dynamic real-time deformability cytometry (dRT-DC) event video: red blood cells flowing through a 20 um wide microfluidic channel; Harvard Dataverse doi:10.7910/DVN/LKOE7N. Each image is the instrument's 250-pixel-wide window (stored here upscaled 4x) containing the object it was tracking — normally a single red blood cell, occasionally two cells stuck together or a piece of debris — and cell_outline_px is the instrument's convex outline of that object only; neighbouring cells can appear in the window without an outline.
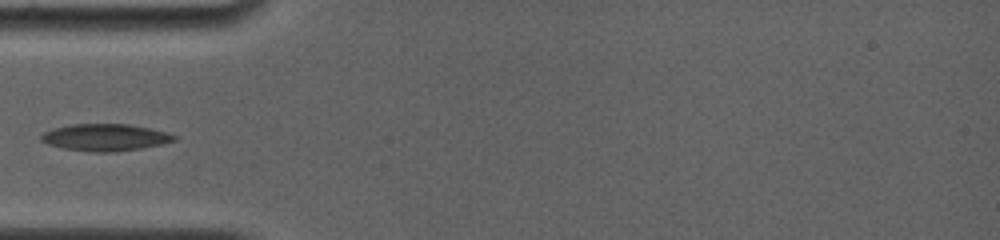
{"species": "common noctule bat (a hibernating species)", "species_latin": "Nyctalus noctula", "temperature_condition": "room temperature", "stored_images_in_passage": 31, "camera_frame_rate_fps": 4000, "um_per_image_px": 0.085, "animal": {"sex": "female", "body_mass_g": 19.0, "forearm_length_mm": 56.7}, "frame": {"image": 1, "passage_image": 1, "time_ms": 0.0, "image_size_px": [1000, 240], "cell_outline_px": [[176, 140], [160, 144], [140, 148], [112, 152], [88, 152], [64, 148], [48, 144], [40, 140], [40, 136], [44, 132], [52, 128], [72, 124], [128, 124], [148, 128], [164, 132], [176, 136]], "centroid_in_image_um": [8.88, 11.68], "position_along_channel_um": 76.1, "area_um2": 20.69}}
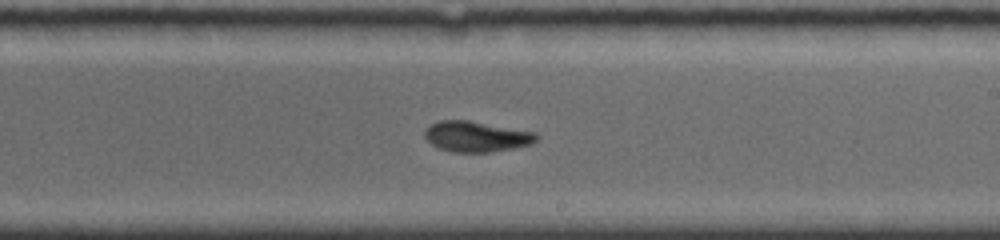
{"frame": {"image": 2, "passage_image": 13, "time_ms": 4.5, "image_size_px": [1000, 240], "cell_outline_px": [[540, 136], [532, 144], [516, 148], [492, 152], [452, 152], [436, 148], [424, 136], [424, 132], [432, 124], [440, 120], [468, 120], [536, 132]], "centroid_in_image_um": [40.52, 11.61], "position_along_channel_um": 248.5, "area_um2": 20.06}}
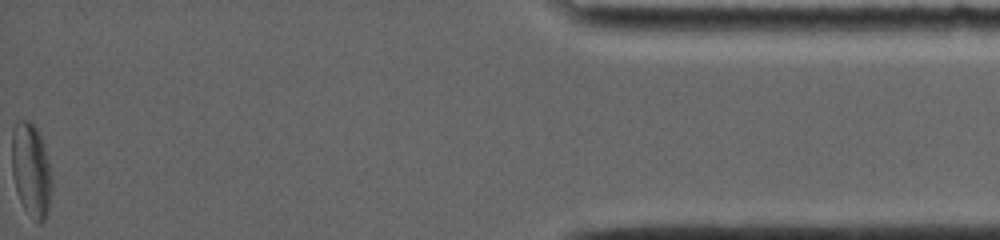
{"frame": {"image": 3, "passage_image": 31, "time_ms": 11.25, "image_size_px": [1000, 240], "cell_outline_px": [[52, 188], [48, 212], [44, 220], [36, 220], [24, 208], [16, 192], [12, 172], [12, 132], [16, 120], [28, 120], [36, 128], [40, 136], [52, 172]], "centroid_in_image_um": [2.64, 14.43], "position_along_channel_um": 432.6, "area_um2": 21.73}}